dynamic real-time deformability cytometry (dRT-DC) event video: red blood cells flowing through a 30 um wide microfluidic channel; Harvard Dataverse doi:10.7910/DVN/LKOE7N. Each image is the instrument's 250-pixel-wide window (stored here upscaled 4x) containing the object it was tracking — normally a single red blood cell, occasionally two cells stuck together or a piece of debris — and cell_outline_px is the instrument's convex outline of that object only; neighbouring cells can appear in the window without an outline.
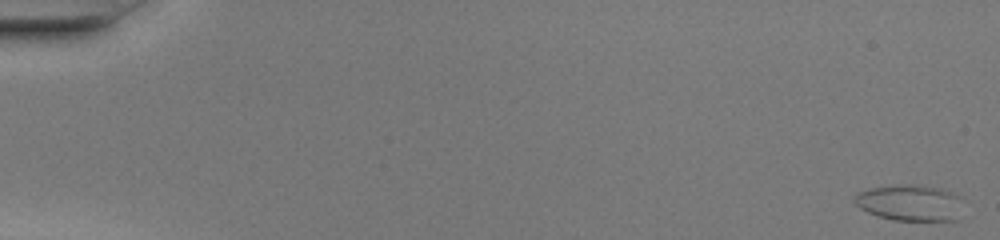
{"species": "common noctule bat (a hibernating species)", "species_latin": "Nyctalus noctula", "temperature_condition": "warm", "stored_images_in_passage": 50, "camera_frame_rate_fps": 3000, "um_per_image_px": 0.085, "animal": {"sex": "female", "body_mass_g": 20.0, "forearm_length_mm": 54.0}, "frame": {"image": 1, "passage_image": 1, "time_ms": 0.0, "image_size_px": [1000, 240], "cell_outline_px": [[956, 220], [892, 220], [868, 212], [860, 208], [852, 200], [852, 196], [856, 192], [872, 188], [900, 184], [912, 184], [940, 188], [952, 192], [956, 196]], "centroid_in_image_um": [77.19, 17.22], "position_along_channel_um": 7.8, "area_um2": 22.25}}
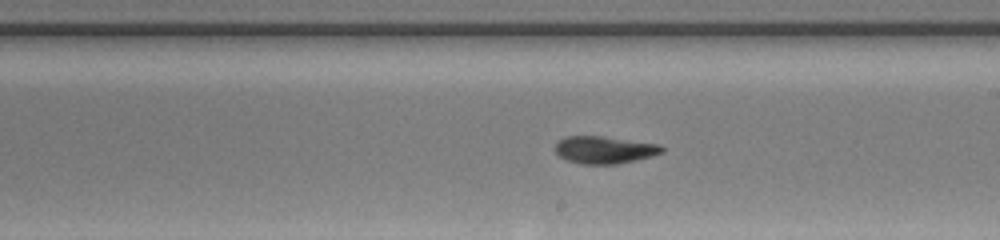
{"frame": {"image": 2, "passage_image": 30, "time_ms": 9.667, "image_size_px": [1000, 240], "cell_outline_px": [[664, 152], [652, 156], [636, 160], [616, 164], [580, 164], [568, 160], [560, 156], [552, 148], [556, 140], [564, 136], [604, 136], [660, 144], [664, 148]], "centroid_in_image_um": [51.34, 12.72], "position_along_channel_um": 237.7, "area_um2": 17.34}}
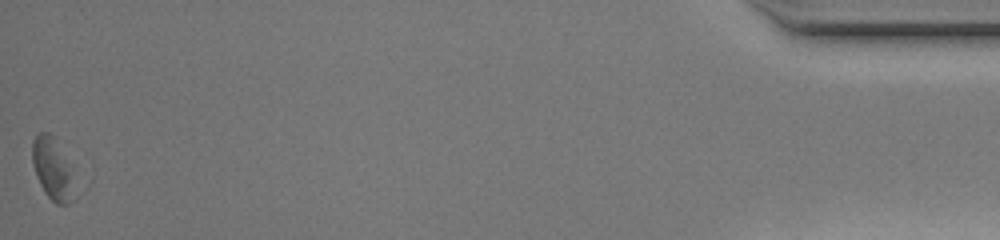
{"frame": {"image": 3, "passage_image": 50, "time_ms": 16.333, "image_size_px": [1000, 240], "cell_outline_px": [[72, 200], [68, 204], [56, 204], [44, 192], [36, 176], [32, 164], [32, 140], [40, 132], [48, 132], [52, 136], [68, 164]], "centroid_in_image_um": [4.36, 14.34], "position_along_channel_um": 430.8, "area_um2": 14.28}, "authors_computed_cell_mechanics": {"area_um2": 17.34, "velocity_mm_per_s": 4.2082, "shape_relaxation_time_tau1_ms": 4.1597, "shape_relaxation_time_tau2_ms": 5.9127, "deformation_change_tau1": 0.129, "deformation_change_tau2": 0.1633}}